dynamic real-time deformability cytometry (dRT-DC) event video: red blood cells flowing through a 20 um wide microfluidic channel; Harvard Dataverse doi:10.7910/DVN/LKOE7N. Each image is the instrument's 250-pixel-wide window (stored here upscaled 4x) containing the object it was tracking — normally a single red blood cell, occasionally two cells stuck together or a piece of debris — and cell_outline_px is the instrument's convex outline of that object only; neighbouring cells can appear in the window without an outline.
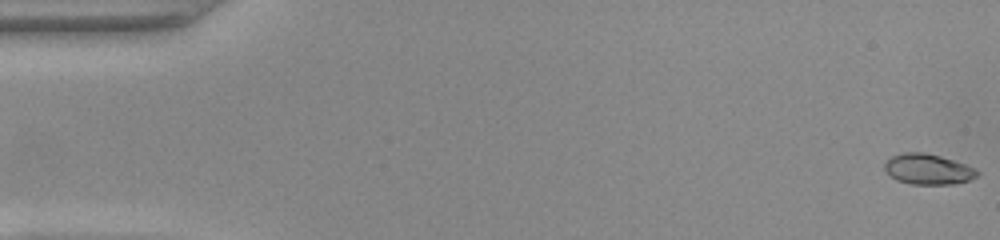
{"species": "common noctule bat (a hibernating species)", "species_latin": "Nyctalus noctula", "temperature_condition": "warm", "stored_images_in_passage": 52, "camera_frame_rate_fps": 3000, "um_per_image_px": 0.085, "animal": {"sex": "female", "body_mass_g": 22.0, "forearm_length_mm": 56.7}, "frame": {"image": 1, "passage_image": 1, "time_ms": 0.0, "image_size_px": [1000, 240], "cell_outline_px": [[980, 172], [976, 176], [968, 180], [952, 184], [912, 184], [896, 180], [888, 176], [884, 168], [884, 164], [892, 156], [904, 152], [924, 152], [940, 156], [976, 168]], "centroid_in_image_um": [78.85, 14.38], "position_along_channel_um": 6.2, "area_um2": 16.42}}
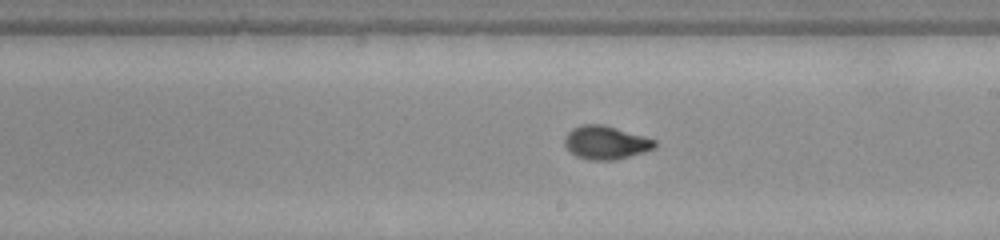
{"frame": {"image": 2, "passage_image": 30, "time_ms": 9.667, "image_size_px": [1000, 240], "cell_outline_px": [[656, 148], [644, 152], [612, 160], [588, 160], [576, 156], [564, 144], [564, 136], [572, 128], [580, 124], [604, 124], [644, 136], [656, 140]], "centroid_in_image_um": [51.48, 12.1], "position_along_channel_um": 237.5, "area_um2": 17.57}}
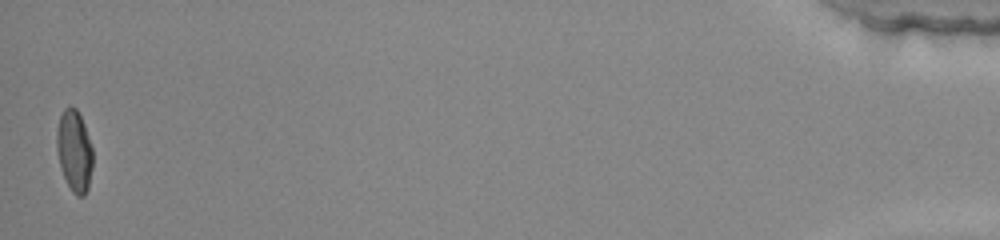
{"frame": {"image": 3, "passage_image": 52, "time_ms": 17.0, "image_size_px": [1000, 240], "cell_outline_px": [[92, 168], [88, 188], [84, 196], [76, 196], [72, 192], [64, 176], [60, 164], [56, 148], [56, 132], [60, 116], [64, 108], [72, 104], [76, 108], [84, 124], [92, 148]], "centroid_in_image_um": [6.31, 12.81], "position_along_channel_um": 428.9, "area_um2": 17.11}, "authors_computed_cell_mechanics": {"area_um2": 16.8198, "velocity_mm_per_s": 3.9435, "shape_relaxation_time_tau1_ms": 5.6794, "shape_relaxation_time_tau2_ms": null, "deformation_change_tau1": 0.2246, "deformation_change_tau2": null}}